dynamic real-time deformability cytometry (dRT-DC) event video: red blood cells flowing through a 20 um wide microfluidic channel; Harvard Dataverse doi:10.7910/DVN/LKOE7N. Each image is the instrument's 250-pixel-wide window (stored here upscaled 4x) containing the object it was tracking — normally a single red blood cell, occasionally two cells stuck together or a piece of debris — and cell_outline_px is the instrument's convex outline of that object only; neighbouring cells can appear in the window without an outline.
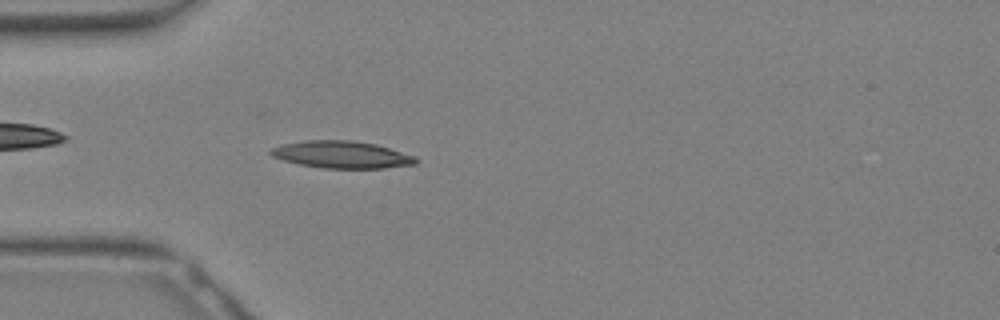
{"species": "Egyptian fruit bat (a non-hibernating species)", "species_latin": "Rousettus aegyptiacus", "temperature_condition": "warm", "stored_images_in_passage": 18, "camera_frame_rate_fps": 3000, "um_per_image_px": 0.085, "animal": {"sex": "female"}, "frame": {"image": 1, "passage_image": 10, "time_ms": 3.0, "image_size_px": [1000, 320], "cell_outline_px": [[420, 160], [416, 164], [384, 168], [324, 168], [300, 164], [284, 160], [272, 156], [268, 152], [272, 148], [280, 144], [304, 140], [352, 140], [376, 144], [416, 156]], "centroid_in_image_um": [29.06, 13.13], "position_along_channel_um": 55.9, "area_um2": 23.06}}
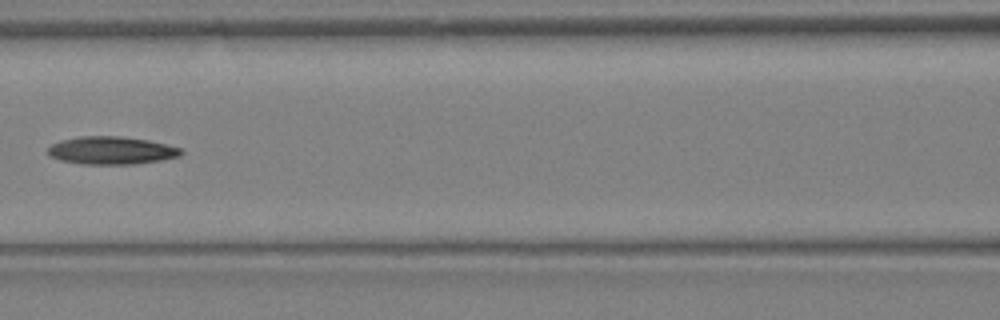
{"frame": {"image": 2, "passage_image": 15, "time_ms": 4.667, "image_size_px": [1000, 320], "cell_outline_px": [[184, 152], [180, 156], [160, 160], [136, 164], [80, 164], [60, 160], [48, 156], [48, 148], [52, 144], [60, 140], [80, 136], [120, 136], [148, 140], [184, 148]], "centroid_in_image_um": [9.48, 12.79], "position_along_channel_um": 157.1, "area_um2": 21.79}}
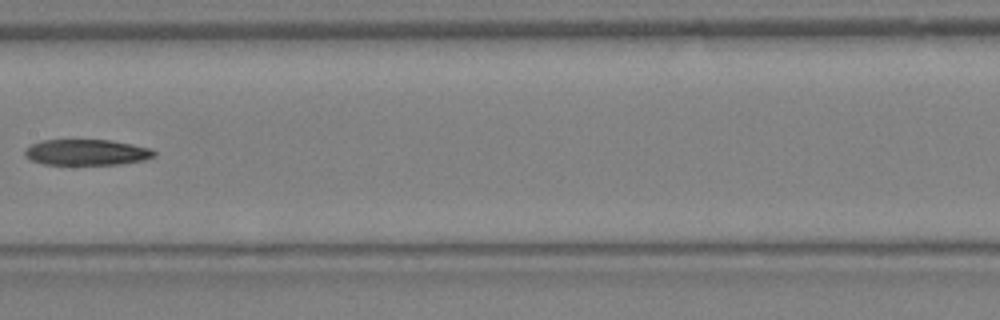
{"frame": {"image": 3, "passage_image": 17, "time_ms": 5.333, "image_size_px": [1000, 320], "cell_outline_px": [[156, 156], [144, 160], [120, 164], [44, 164], [32, 160], [24, 156], [24, 152], [32, 144], [40, 140], [108, 140], [132, 144], [152, 148], [156, 152]], "centroid_in_image_um": [7.4, 12.94], "position_along_channel_um": 200.0, "area_um2": 19.42}}